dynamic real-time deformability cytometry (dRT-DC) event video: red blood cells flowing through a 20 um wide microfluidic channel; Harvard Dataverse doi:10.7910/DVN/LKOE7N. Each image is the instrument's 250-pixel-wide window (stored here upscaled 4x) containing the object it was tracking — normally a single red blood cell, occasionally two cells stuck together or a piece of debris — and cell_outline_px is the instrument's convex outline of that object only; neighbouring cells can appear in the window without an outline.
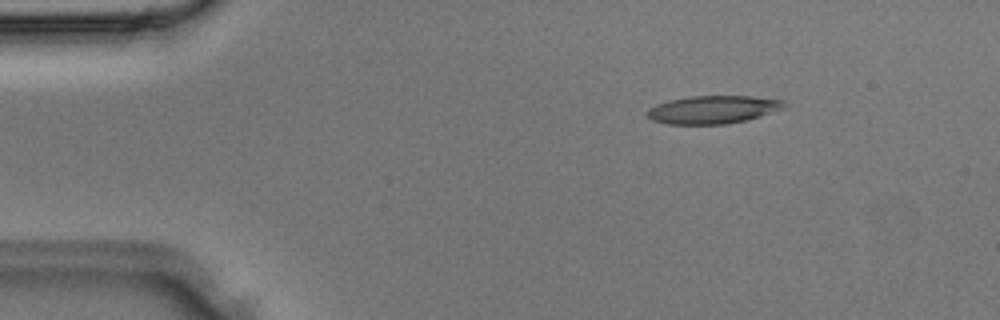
{"species": "Egyptian fruit bat (a non-hibernating species)", "species_latin": "Rousettus aegyptiacus", "temperature_condition": "room temperature", "stored_images_in_passage": 3, "camera_frame_rate_fps": 3000, "um_per_image_px": 0.085, "animal": {"sex": "male"}, "frame": {"image": 1, "passage_image": 2, "time_ms": 0.333, "image_size_px": [1000, 320], "cell_outline_px": [[788, 104], [784, 108], [748, 120], [724, 124], [668, 124], [652, 120], [648, 116], [648, 108], [656, 104], [668, 100], [688, 96], [752, 96], [784, 100]], "centroid_in_image_um": [60.62, 9.31], "position_along_channel_um": 24.4, "area_um2": 22.43}}